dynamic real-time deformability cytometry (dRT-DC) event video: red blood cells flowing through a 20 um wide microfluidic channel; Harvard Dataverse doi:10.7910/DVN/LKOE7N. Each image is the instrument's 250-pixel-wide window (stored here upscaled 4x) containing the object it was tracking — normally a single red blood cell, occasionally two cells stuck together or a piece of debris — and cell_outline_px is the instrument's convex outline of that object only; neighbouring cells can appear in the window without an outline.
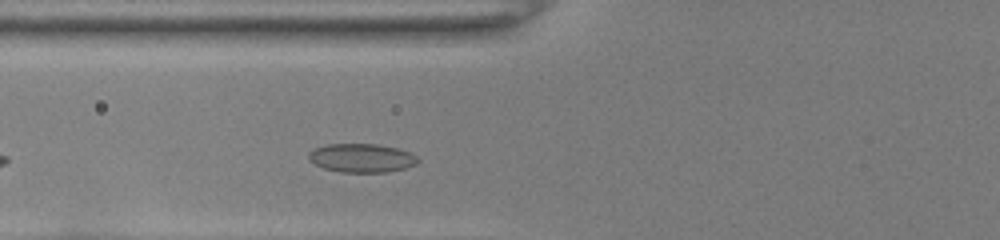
{"species": "common noctule bat (a hibernating species)", "species_latin": "Nyctalus noctula", "temperature_condition": "room temperature", "stored_images_in_passage": 31, "camera_frame_rate_fps": 3000, "um_per_image_px": 0.085, "animal": {"sex": "female", "body_mass_g": 22.0, "forearm_length_mm": 56.7}, "frame": {"image": 1, "passage_image": 7, "time_ms": 2.0, "image_size_px": [1000, 240], "cell_outline_px": [[420, 160], [416, 164], [404, 168], [388, 172], [340, 172], [324, 168], [308, 160], [308, 152], [316, 148], [328, 144], [376, 144], [400, 148], [416, 156]], "centroid_in_image_um": [30.74, 13.43], "position_along_channel_um": 95.1, "area_um2": 18.26}}
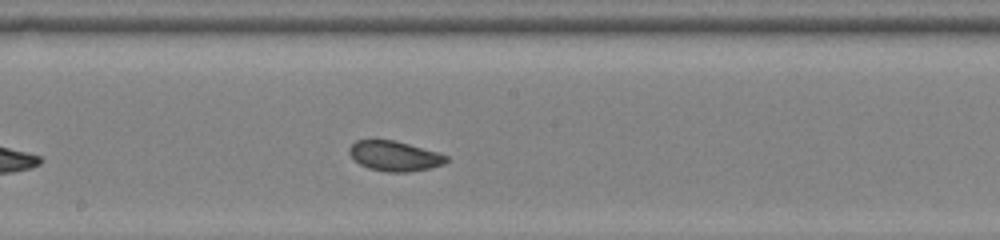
{"frame": {"image": 2, "passage_image": 16, "time_ms": 5.0, "image_size_px": [1000, 240], "cell_outline_px": [[448, 160], [444, 164], [428, 168], [408, 172], [388, 172], [368, 168], [360, 164], [348, 152], [348, 148], [356, 140], [396, 140], [436, 152], [448, 156]], "centroid_in_image_um": [33.53, 13.26], "position_along_channel_um": 214.7, "area_um2": 16.82}}
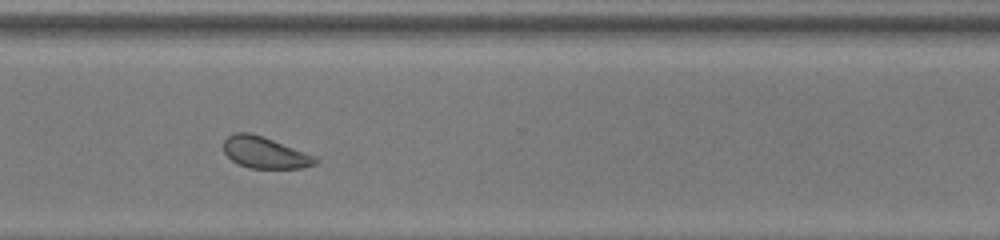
{"frame": {"image": 3, "passage_image": 26, "time_ms": 8.333, "image_size_px": [1000, 240], "cell_outline_px": [[320, 160], [316, 164], [304, 168], [248, 168], [236, 164], [224, 152], [224, 140], [228, 136], [236, 132], [248, 132], [264, 136], [316, 156]], "centroid_in_image_um": [22.53, 12.97], "position_along_channel_um": 348.1, "area_um2": 17.05}, "authors_computed_cell_mechanics": {"area_um2": 17.3978, "velocity_mm_per_s": 3.9787, "shape_relaxation_time_tau1_ms": 3.3818, "shape_relaxation_time_tau2_ms": 2.4201, "deformation_change_tau1": 0.0908, "deformation_change_tau2": 0.082}}